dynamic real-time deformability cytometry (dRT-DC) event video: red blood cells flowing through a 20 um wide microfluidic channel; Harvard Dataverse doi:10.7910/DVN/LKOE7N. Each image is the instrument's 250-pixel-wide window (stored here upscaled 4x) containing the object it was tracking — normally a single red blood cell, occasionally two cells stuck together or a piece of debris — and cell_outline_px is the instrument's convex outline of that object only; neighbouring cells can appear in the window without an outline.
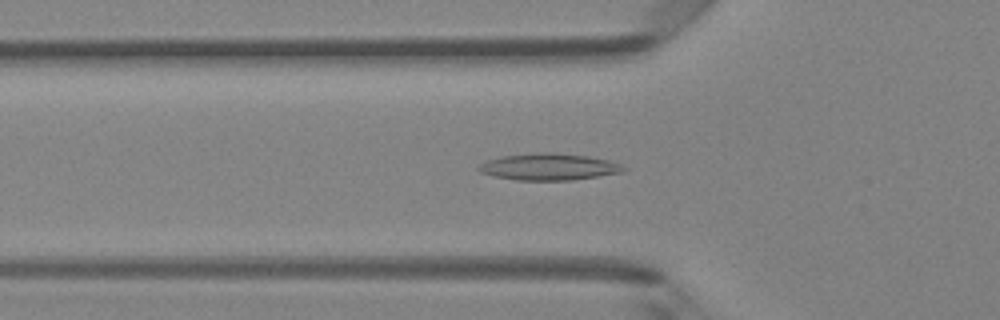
{"species": "Egyptian fruit bat (a non-hibernating species)", "species_latin": "Rousettus aegyptiacus", "temperature_condition": "room temperature", "stored_images_in_passage": 48, "camera_frame_rate_fps": 3000, "um_per_image_px": 0.085, "animal": {"sex": "female"}, "frame": {"image": 1, "passage_image": 16, "time_ms": 5.0, "image_size_px": [1000, 320], "cell_outline_px": [[628, 168], [624, 172], [600, 176], [572, 180], [516, 180], [496, 176], [480, 172], [476, 168], [480, 164], [488, 160], [500, 156], [544, 152], [552, 152], [588, 156], [608, 160], [620, 164]], "centroid_in_image_um": [46.68, 14.18], "position_along_channel_um": 79.1, "area_um2": 22.54}}
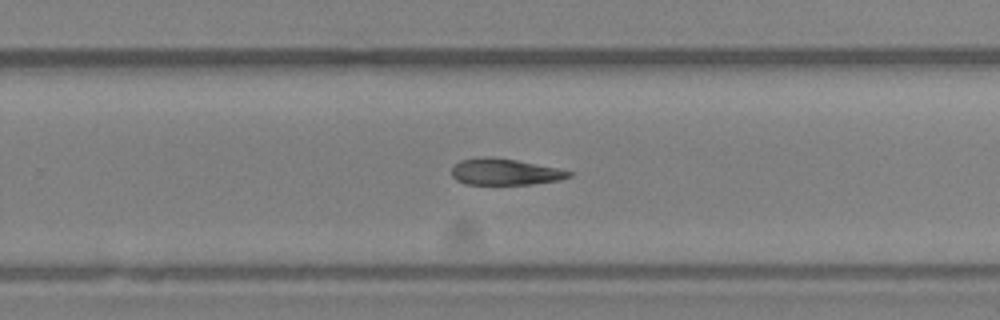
{"frame": {"image": 2, "passage_image": 31, "time_ms": 10.0, "image_size_px": [1000, 320], "cell_outline_px": [[572, 176], [560, 180], [532, 184], [464, 184], [456, 180], [452, 176], [452, 168], [460, 160], [484, 156], [516, 160], [556, 168], [572, 172]], "centroid_in_image_um": [42.9, 14.61], "position_along_channel_um": 286.9, "area_um2": 17.86}}
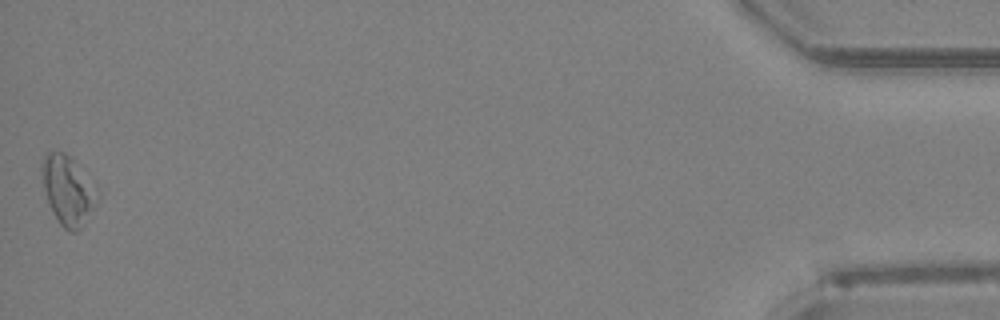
{"frame": {"image": 3, "passage_image": 48, "time_ms": 15.667, "image_size_px": [1000, 320], "cell_outline_px": [[100, 200], [80, 228], [76, 232], [72, 232], [64, 228], [60, 224], [52, 212], [48, 204], [44, 188], [40, 168], [44, 156], [48, 152], [64, 152], [72, 160], [100, 192]], "centroid_in_image_um": [5.77, 16.21], "position_along_channel_um": 429.4, "area_um2": 22.2}, "authors_computed_cell_mechanics": {"area_um2": 19.6809, "velocity_mm_per_s": 4.1708, "shape_relaxation_time_tau1_ms": 5.8858, "shape_relaxation_time_tau2_ms": null, "deformation_change_tau1": 0.1127, "deformation_change_tau2": null}}